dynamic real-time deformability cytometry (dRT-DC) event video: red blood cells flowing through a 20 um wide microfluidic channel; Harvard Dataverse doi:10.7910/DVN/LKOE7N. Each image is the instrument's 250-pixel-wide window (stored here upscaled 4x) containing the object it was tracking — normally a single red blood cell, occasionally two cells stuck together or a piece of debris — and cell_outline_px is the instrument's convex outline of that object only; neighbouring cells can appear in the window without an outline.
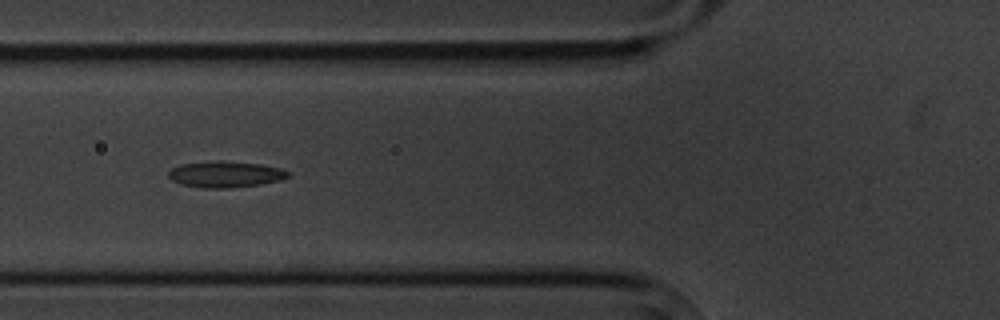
{"species": "common noctule bat (a hibernating species)", "species_latin": "Nyctalus noctula", "temperature_condition": "cold", "stored_images_in_passage": 9, "camera_frame_rate_fps": 3000, "um_per_image_px": 0.085, "animal": {"sex": "male", "body_mass_g": 20.1, "forearm_length_mm": 53.5}, "frame": {"image": 1, "passage_image": 6, "time_ms": 6.667, "image_size_px": [1000, 320], "cell_outline_px": [[288, 176], [280, 180], [260, 184], [228, 188], [204, 188], [180, 184], [172, 180], [168, 176], [168, 172], [172, 168], [180, 164], [260, 164], [280, 168], [288, 172]], "centroid_in_image_um": [19.14, 14.88], "position_along_channel_um": 106.7, "area_um2": 16.99}}
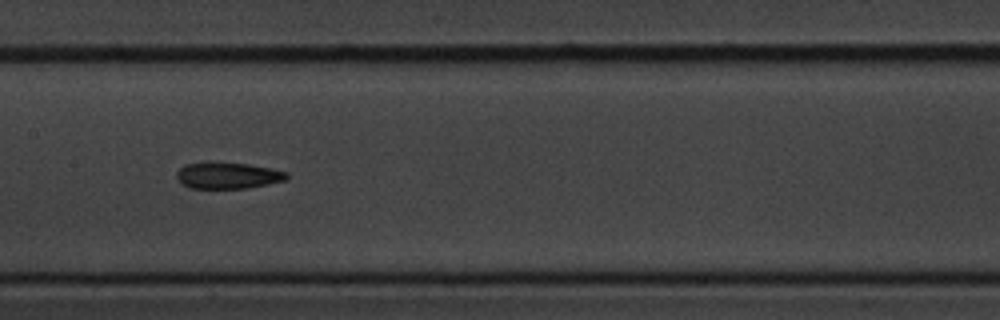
{"frame": {"image": 2, "passage_image": 8, "time_ms": 9.0, "image_size_px": [1000, 320], "cell_outline_px": [[288, 176], [284, 180], [268, 184], [248, 188], [192, 188], [180, 184], [176, 176], [176, 172], [184, 164], [212, 160], [248, 164], [272, 168], [288, 172]], "centroid_in_image_um": [19.31, 14.89], "position_along_channel_um": 188.1, "area_um2": 17.4}}
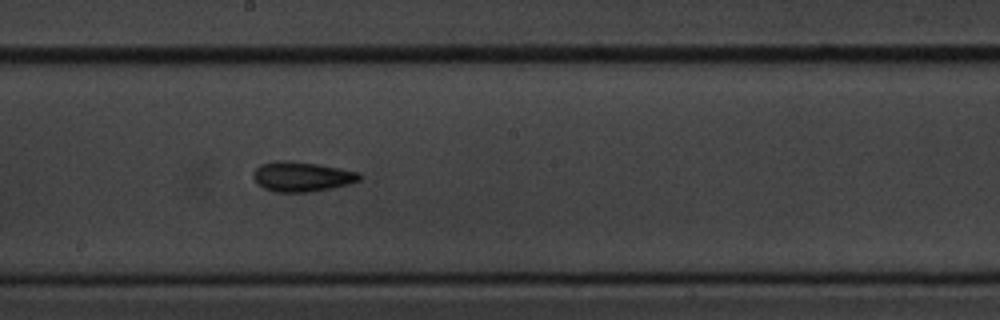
{"frame": {"image": 3, "passage_image": 9, "time_ms": 10.0, "image_size_px": [1000, 320], "cell_outline_px": [[360, 180], [348, 184], [332, 188], [312, 192], [276, 192], [264, 188], [256, 184], [252, 176], [252, 172], [260, 164], [276, 160], [292, 160], [340, 168], [360, 172]], "centroid_in_image_um": [25.61, 15.01], "position_along_channel_um": 222.6, "area_um2": 18.73}}